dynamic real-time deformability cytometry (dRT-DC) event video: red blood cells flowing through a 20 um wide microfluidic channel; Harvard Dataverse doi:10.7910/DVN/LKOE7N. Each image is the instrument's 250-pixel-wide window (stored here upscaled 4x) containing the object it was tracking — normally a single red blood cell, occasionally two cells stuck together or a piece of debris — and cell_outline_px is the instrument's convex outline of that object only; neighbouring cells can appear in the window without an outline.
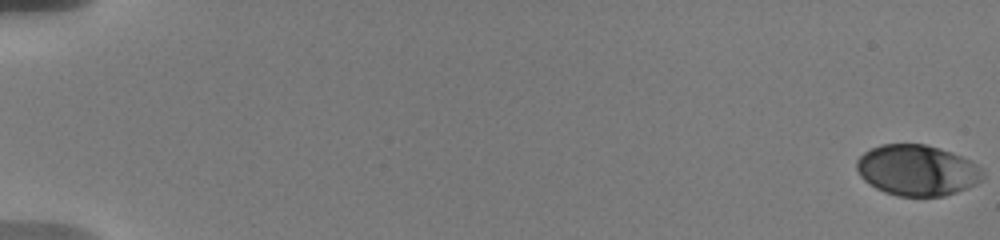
{"species": "human", "species_latin": "Homo sapiens", "temperature_condition": "warm", "stored_images_in_passage": 39, "camera_frame_rate_fps": 3000, "um_per_image_px": 0.085, "donor": {"sex": "male"}, "frame": {"image": 1, "passage_image": 1, "time_ms": 0.0, "image_size_px": [1000, 240], "cell_outline_px": [[984, 180], [976, 184], [956, 192], [944, 196], [896, 196], [884, 192], [876, 188], [864, 180], [860, 176], [856, 168], [856, 160], [864, 152], [880, 144], [924, 144], [940, 148], [952, 152], [972, 160], [984, 168]], "centroid_in_image_um": [77.99, 14.47], "position_along_channel_um": 7.0, "area_um2": 37.8}}
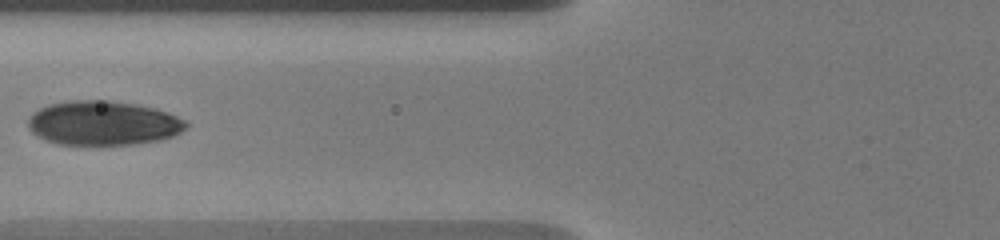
{"frame": {"image": 2, "passage_image": 17, "time_ms": 8.333, "image_size_px": [1000, 240], "cell_outline_px": [[188, 124], [180, 132], [172, 136], [160, 140], [136, 144], [60, 144], [48, 140], [32, 132], [28, 128], [28, 116], [32, 112], [48, 104], [72, 100], [108, 100], [136, 104], [156, 108], [168, 112], [184, 120]], "centroid_in_image_um": [8.76, 10.45], "position_along_channel_um": 117.0, "area_um2": 40.69}}
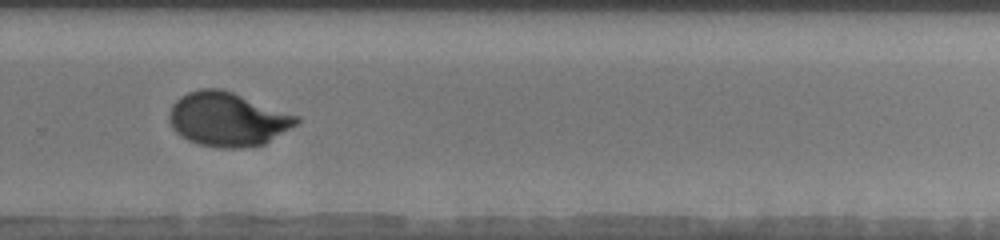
{"frame": {"image": 3, "passage_image": 29, "time_ms": 13.667, "image_size_px": [1000, 240], "cell_outline_px": [[300, 120], [296, 124], [264, 144], [244, 148], [216, 148], [196, 144], [180, 136], [172, 128], [168, 120], [168, 112], [172, 104], [180, 96], [188, 92], [200, 88], [220, 88], [232, 92], [300, 116]], "centroid_in_image_um": [19.3, 10.14], "position_along_channel_um": 310.5, "area_um2": 40.29}, "authors_computed_cell_mechanics": {"area_um2": 39.1306, "velocity_mm_per_s": 3.6306, "shape_relaxation_time_tau1_ms": 4.5477, "shape_relaxation_time_tau2_ms": null, "deformation_change_tau1": 0.1947, "deformation_change_tau2": null}}